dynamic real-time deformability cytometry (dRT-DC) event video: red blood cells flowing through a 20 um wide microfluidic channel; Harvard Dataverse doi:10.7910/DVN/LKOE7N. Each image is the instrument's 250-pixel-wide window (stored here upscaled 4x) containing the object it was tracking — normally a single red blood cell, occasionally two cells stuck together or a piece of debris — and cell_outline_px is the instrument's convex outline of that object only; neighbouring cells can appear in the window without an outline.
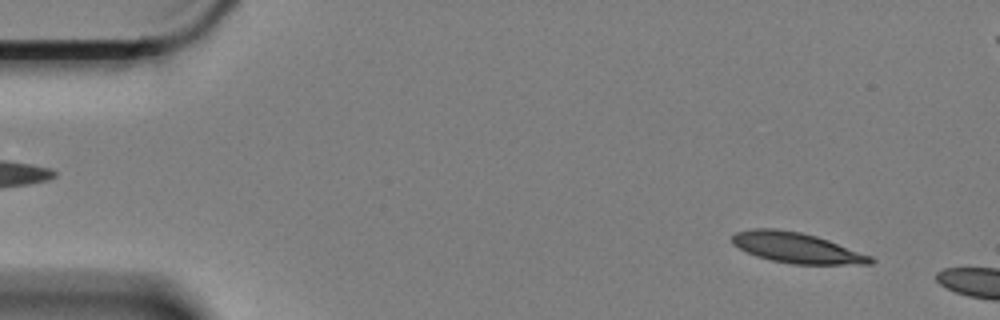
{"species": "Egyptian fruit bat (a non-hibernating species)", "species_latin": "Rousettus aegyptiacus", "temperature_condition": "cold", "stored_images_in_passage": 6, "camera_frame_rate_fps": 3000, "um_per_image_px": 0.085, "animal": {"sex": "female"}, "frame": {"image": 1, "passage_image": 2, "time_ms": 0.333, "image_size_px": [1000, 320], "cell_outline_px": [[876, 260], [872, 264], [792, 264], [772, 260], [756, 256], [732, 244], [732, 236], [736, 232], [752, 228], [772, 228], [800, 232], [816, 236], [828, 240], [872, 256]], "centroid_in_image_um": [67.72, 21.06], "position_along_channel_um": 17.3, "area_um2": 24.39}}